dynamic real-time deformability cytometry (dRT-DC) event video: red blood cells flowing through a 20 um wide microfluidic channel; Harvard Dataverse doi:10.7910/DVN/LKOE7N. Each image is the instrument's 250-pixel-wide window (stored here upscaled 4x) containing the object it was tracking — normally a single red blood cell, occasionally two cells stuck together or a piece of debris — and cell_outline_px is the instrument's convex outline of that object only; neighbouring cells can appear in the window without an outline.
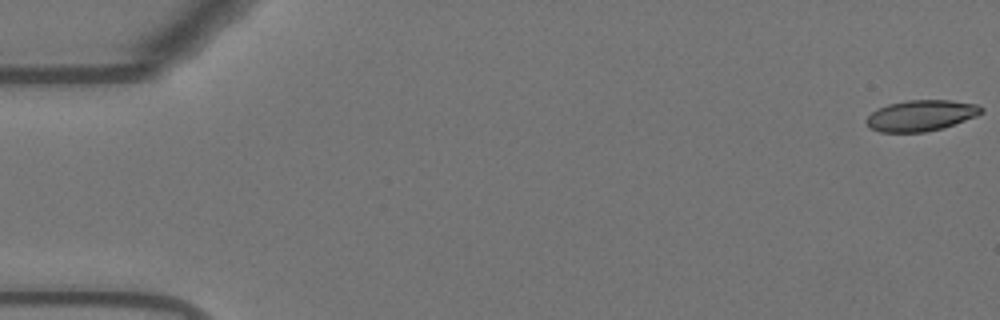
{"species": "Egyptian fruit bat (a non-hibernating species)", "species_latin": "Rousettus aegyptiacus", "temperature_condition": "warm", "stored_images_in_passage": 56, "camera_frame_rate_fps": 3000, "um_per_image_px": 0.085, "animal": {"sex": "female"}, "frame": {"image": 1, "passage_image": 1, "time_ms": 0.0, "image_size_px": [1000, 320], "cell_outline_px": [[984, 112], [976, 116], [944, 128], [924, 132], [880, 132], [872, 128], [864, 120], [872, 112], [888, 104], [908, 100], [952, 100], [976, 104], [984, 108]], "centroid_in_image_um": [78.32, 9.82], "position_along_channel_um": 6.7, "area_um2": 20.69}}
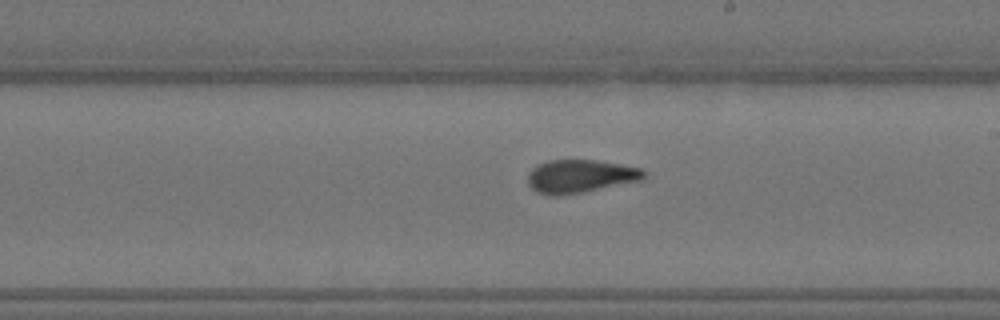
{"frame": {"image": 2, "passage_image": 32, "time_ms": 10.333, "image_size_px": [1000, 320], "cell_outline_px": [[648, 172], [640, 180], [584, 192], [556, 196], [552, 196], [536, 192], [528, 184], [528, 172], [532, 168], [548, 160], [596, 160], [620, 164], [640, 168]], "centroid_in_image_um": [49.29, 14.98], "position_along_channel_um": 239.7, "area_um2": 22.37}}
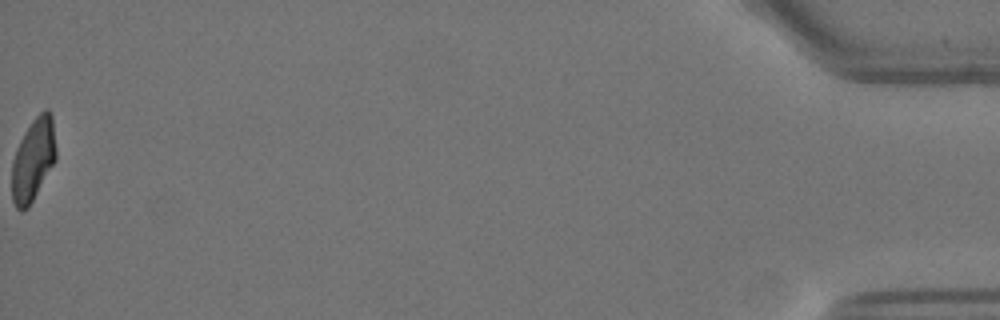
{"frame": {"image": 3, "passage_image": 56, "time_ms": 18.333, "image_size_px": [1000, 320], "cell_outline_px": [[56, 160], [28, 208], [24, 212], [20, 212], [16, 208], [12, 200], [12, 160], [16, 148], [24, 132], [32, 120], [44, 108], [48, 108], [52, 116], [56, 148]], "centroid_in_image_um": [2.81, 13.57], "position_along_channel_um": 432.4, "area_um2": 21.5}, "authors_computed_cell_mechanics": {"area_um2": 22.1952, "velocity_mm_per_s": 3.6802, "shape_relaxation_time_tau1_ms": 7.2711, "shape_relaxation_time_tau2_ms": 1.2473, "deformation_change_tau1": 0.2386, "deformation_change_tau2": 0.0952}}